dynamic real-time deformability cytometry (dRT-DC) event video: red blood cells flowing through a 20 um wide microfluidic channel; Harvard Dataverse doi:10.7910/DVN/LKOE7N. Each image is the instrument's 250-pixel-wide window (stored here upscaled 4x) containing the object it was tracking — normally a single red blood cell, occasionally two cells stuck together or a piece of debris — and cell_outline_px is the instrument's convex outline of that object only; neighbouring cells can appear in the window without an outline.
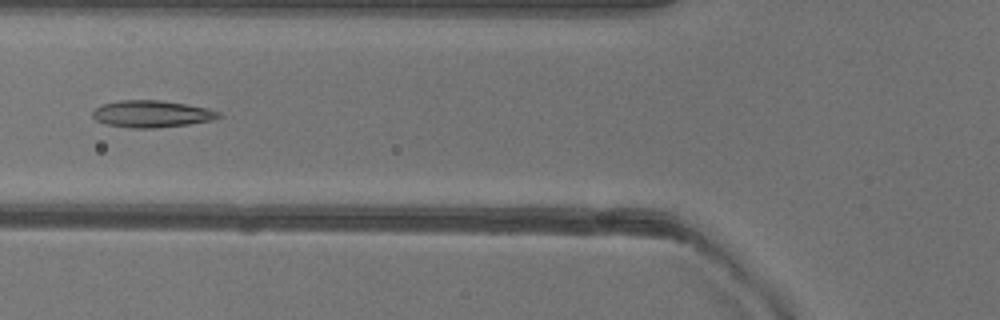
{"species": "common noctule bat (a hibernating species)", "species_latin": "Nyctalus noctula", "temperature_condition": "warm", "stored_images_in_passage": 37, "camera_frame_rate_fps": 3000, "um_per_image_px": 0.085, "animal": {"sex": "female"}, "frame": {"image": 1, "passage_image": 5, "time_ms": 1.333, "image_size_px": [1000, 320], "cell_outline_px": [[220, 116], [212, 120], [188, 124], [156, 128], [132, 128], [104, 124], [96, 120], [92, 116], [92, 112], [96, 108], [104, 104], [120, 100], [160, 100], [184, 104], [204, 108], [220, 112]], "centroid_in_image_um": [12.85, 9.69], "position_along_channel_um": 113.0, "area_um2": 19.54}}
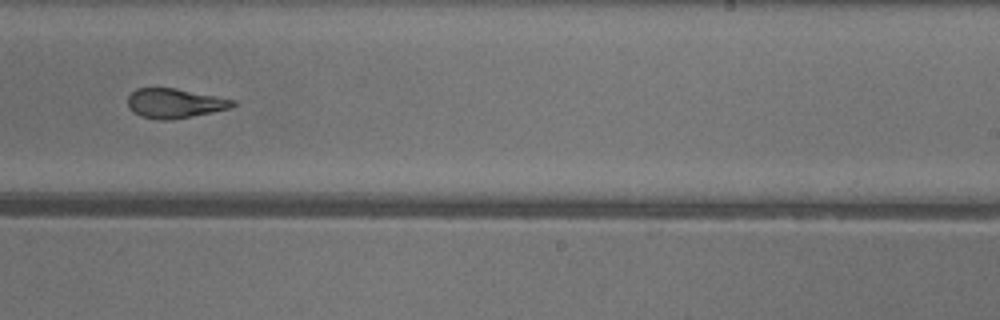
{"frame": {"image": 2, "passage_image": 17, "time_ms": 5.333, "image_size_px": [1000, 320], "cell_outline_px": [[236, 104], [228, 108], [212, 112], [168, 120], [160, 120], [140, 116], [132, 112], [128, 108], [128, 96], [136, 88], [176, 88], [236, 100]], "centroid_in_image_um": [14.81, 8.77], "position_along_channel_um": 274.2, "area_um2": 17.98}}
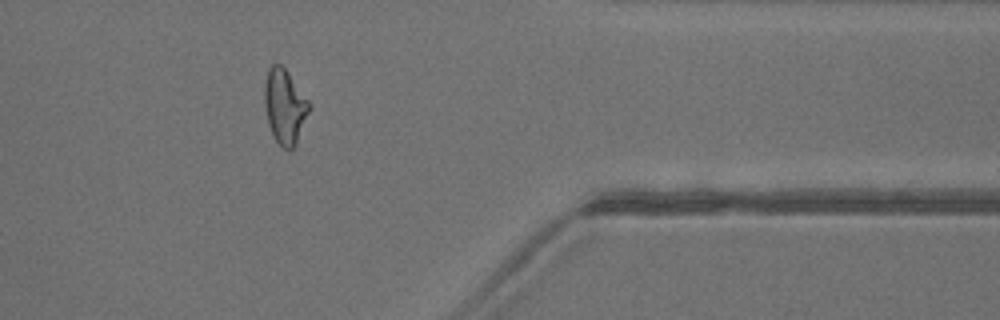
{"frame": {"image": 3, "passage_image": 27, "time_ms": 8.667, "image_size_px": [1000, 320], "cell_outline_px": [[312, 108], [296, 144], [288, 152], [272, 136], [268, 124], [264, 104], [264, 84], [268, 68], [272, 64], [280, 64], [284, 68], [312, 104]], "centroid_in_image_um": [24.22, 9.07], "position_along_channel_um": 387.2, "area_um2": 19.71}, "authors_computed_cell_mechanics": {"area_um2": 19.1896, "velocity_mm_per_s": 4.0235, "shape_relaxation_time_tau1_ms": 6.1145, "shape_relaxation_time_tau2_ms": 1.5564, "deformation_change_tau1": 0.2088, "deformation_change_tau2": 0.0993}}